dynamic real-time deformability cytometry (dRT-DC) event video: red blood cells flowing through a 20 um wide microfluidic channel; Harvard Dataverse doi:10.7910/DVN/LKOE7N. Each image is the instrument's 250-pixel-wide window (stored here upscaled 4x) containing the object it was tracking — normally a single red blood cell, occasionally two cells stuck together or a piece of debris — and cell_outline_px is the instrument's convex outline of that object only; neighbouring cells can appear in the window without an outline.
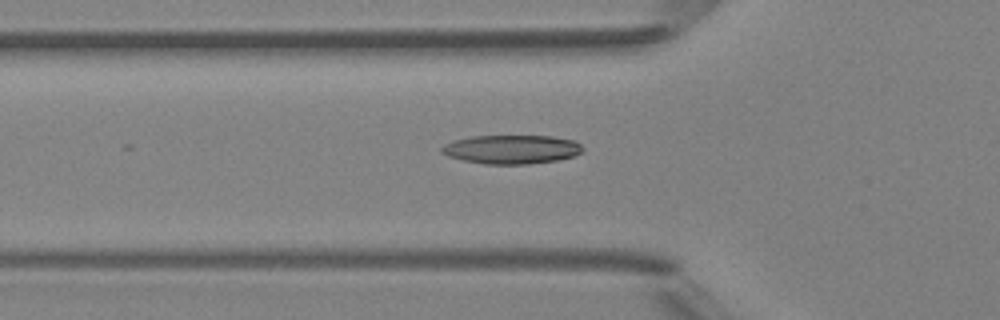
{"species": "Egyptian fruit bat (a non-hibernating species)", "species_latin": "Rousettus aegyptiacus", "temperature_condition": "room temperature", "stored_images_in_passage": 24, "camera_frame_rate_fps": 3000, "um_per_image_px": 0.085, "animal": {"sex": "female"}, "frame": {"image": 1, "passage_image": 14, "time_ms": 4.333, "image_size_px": [1000, 320], "cell_outline_px": [[584, 148], [576, 156], [556, 160], [528, 164], [484, 164], [464, 160], [448, 156], [440, 152], [440, 148], [444, 144], [452, 140], [472, 136], [552, 136], [576, 140]], "centroid_in_image_um": [43.48, 12.69], "position_along_channel_um": 82.3, "area_um2": 23.87}}
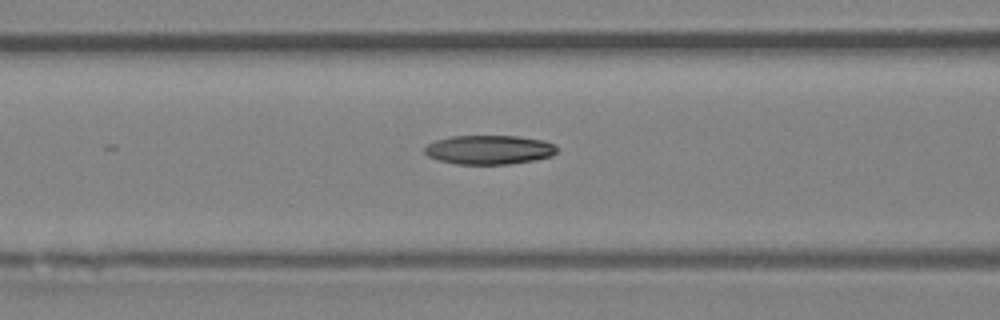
{"frame": {"image": 2, "passage_image": 17, "time_ms": 5.333, "image_size_px": [1000, 320], "cell_outline_px": [[556, 152], [552, 156], [532, 160], [508, 164], [456, 164], [440, 160], [428, 156], [424, 152], [424, 148], [428, 144], [436, 140], [452, 136], [516, 136], [540, 140], [552, 144], [556, 148]], "centroid_in_image_um": [41.53, 12.73], "position_along_channel_um": 125.1, "area_um2": 22.14}}
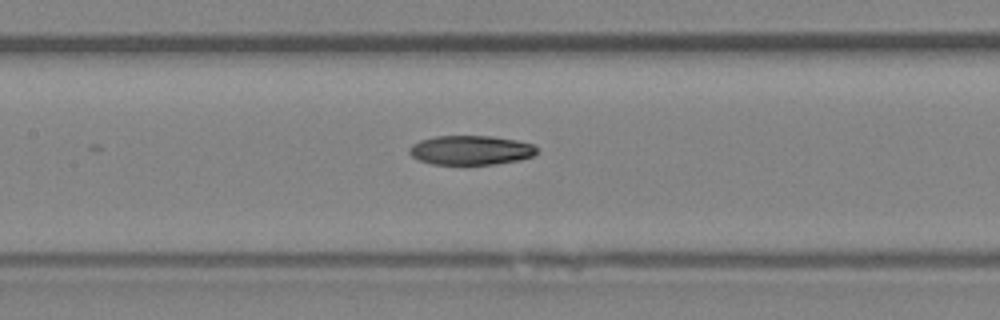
{"frame": {"image": 3, "passage_image": 20, "time_ms": 6.333, "image_size_px": [1000, 320], "cell_outline_px": [[536, 152], [532, 156], [520, 160], [492, 164], [432, 164], [420, 160], [412, 156], [408, 152], [408, 148], [412, 144], [420, 140], [436, 136], [492, 136], [516, 140], [532, 144], [536, 148]], "centroid_in_image_um": [39.98, 12.76], "position_along_channel_um": 167.4, "area_um2": 21.68}}